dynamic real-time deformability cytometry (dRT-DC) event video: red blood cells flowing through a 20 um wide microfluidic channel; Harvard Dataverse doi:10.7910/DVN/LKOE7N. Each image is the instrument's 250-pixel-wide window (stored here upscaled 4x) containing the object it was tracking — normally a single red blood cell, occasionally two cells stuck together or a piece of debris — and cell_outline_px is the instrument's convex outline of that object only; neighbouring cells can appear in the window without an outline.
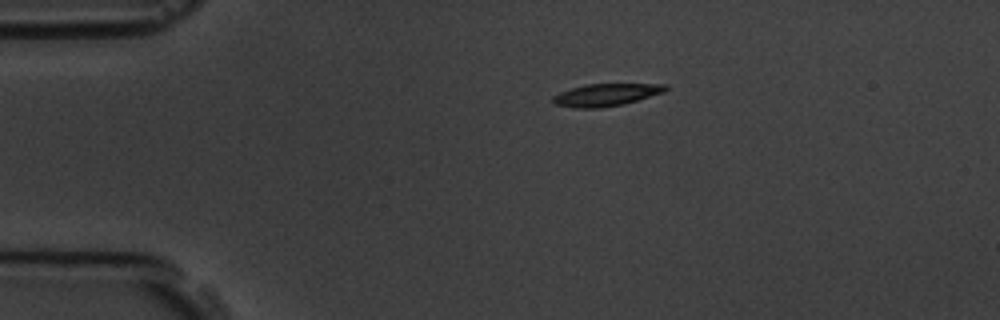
{"species": "common noctule bat (a hibernating species)", "species_latin": "Nyctalus noctula", "temperature_condition": "room temperature", "stored_images_in_passage": 6, "camera_frame_rate_fps": 3000, "um_per_image_px": 0.085, "animal": {"sex": "male", "body_mass_g": 19.5, "forearm_length_mm": 54.6}, "frame": {"image": 1, "passage_image": 1, "time_ms": 0.0, "image_size_px": [1000, 320], "cell_outline_px": [[668, 88], [664, 92], [624, 104], [600, 108], [576, 108], [552, 104], [552, 96], [560, 92], [572, 88], [588, 84], [668, 84]], "centroid_in_image_um": [51.49, 8.07], "position_along_channel_um": 33.5, "area_um2": 14.68}}
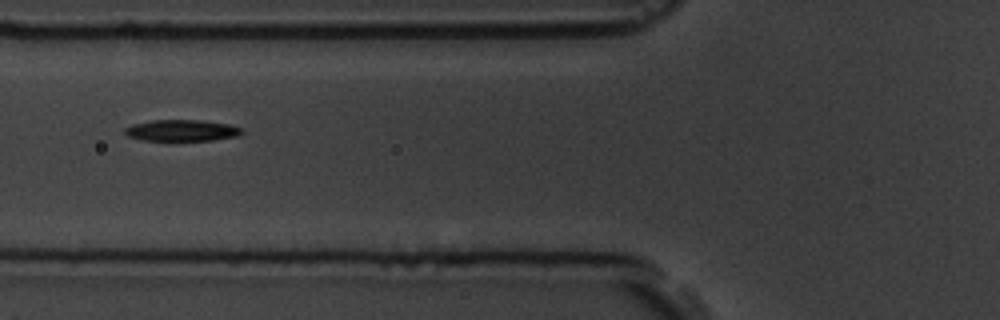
{"frame": {"image": 2, "passage_image": 4, "time_ms": 3.333, "image_size_px": [1000, 320], "cell_outline_px": [[244, 132], [236, 136], [212, 140], [140, 140], [128, 136], [124, 132], [124, 128], [132, 124], [152, 120], [200, 120], [228, 124], [244, 128]], "centroid_in_image_um": [15.44, 11.08], "position_along_channel_um": 110.4, "area_um2": 14.57}}
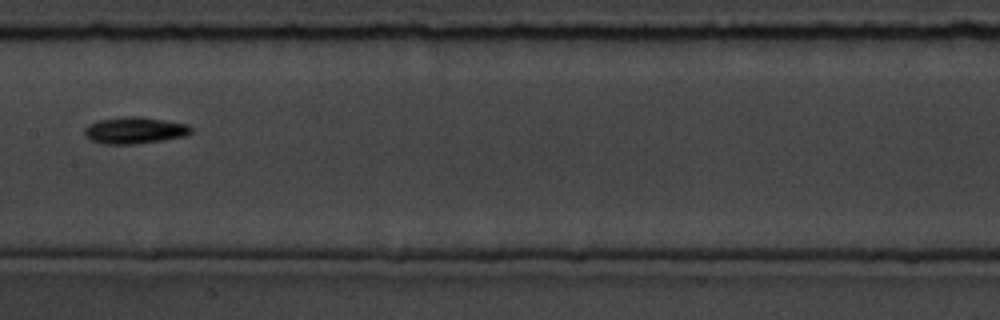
{"frame": {"image": 3, "passage_image": 6, "time_ms": 5.667, "image_size_px": [1000, 320], "cell_outline_px": [[192, 132], [184, 136], [164, 140], [132, 144], [104, 144], [88, 140], [84, 136], [84, 128], [88, 124], [100, 120], [124, 116], [140, 116], [188, 124], [192, 128]], "centroid_in_image_um": [11.41, 11.08], "position_along_channel_um": 196.0, "area_um2": 16.7}}